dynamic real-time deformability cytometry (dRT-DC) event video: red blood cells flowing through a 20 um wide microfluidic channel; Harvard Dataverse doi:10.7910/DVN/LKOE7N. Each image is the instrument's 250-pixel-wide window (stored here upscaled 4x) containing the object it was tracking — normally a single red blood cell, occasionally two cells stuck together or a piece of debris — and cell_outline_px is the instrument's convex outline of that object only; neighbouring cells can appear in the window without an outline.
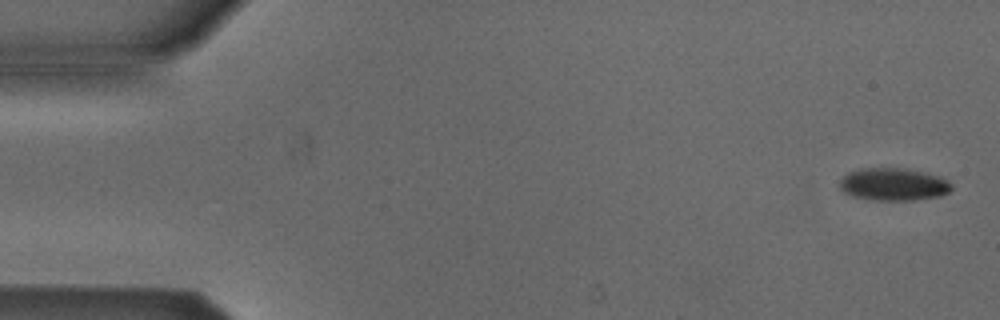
{"species": "Egyptian fruit bat (a non-hibernating species)", "species_latin": "Rousettus aegyptiacus", "temperature_condition": "cold", "stored_images_in_passage": 5, "camera_frame_rate_fps": 3000, "um_per_image_px": 0.085, "animal": {"sex": "male"}, "frame": {"image": 1, "passage_image": 1, "time_ms": 0.0, "image_size_px": [1000, 320], "cell_outline_px": [[952, 188], [948, 192], [940, 196], [912, 200], [872, 200], [852, 196], [844, 192], [840, 188], [840, 180], [848, 172], [864, 168], [896, 168], [924, 172], [948, 180], [952, 184]], "centroid_in_image_um": [75.93, 15.68], "position_along_channel_um": 9.1, "area_um2": 21.04}}